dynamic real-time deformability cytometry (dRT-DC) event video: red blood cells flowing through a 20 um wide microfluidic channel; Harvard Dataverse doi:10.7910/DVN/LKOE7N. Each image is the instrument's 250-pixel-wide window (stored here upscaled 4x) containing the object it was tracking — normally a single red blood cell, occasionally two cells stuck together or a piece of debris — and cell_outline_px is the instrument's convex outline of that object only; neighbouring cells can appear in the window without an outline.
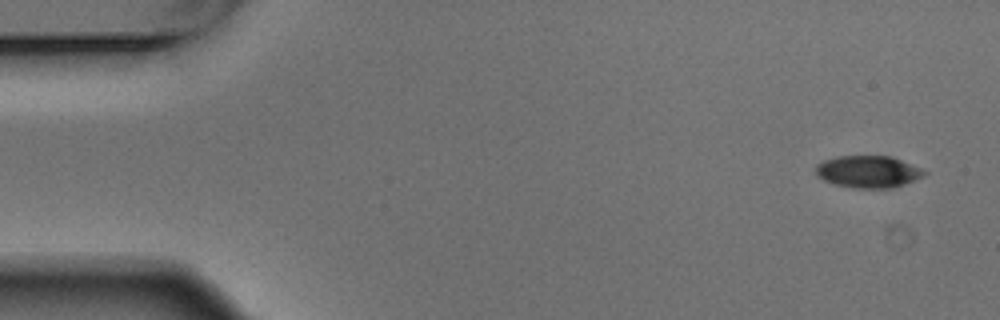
{"species": "Egyptian fruit bat (a non-hibernating species)", "species_latin": "Rousettus aegyptiacus", "temperature_condition": "warm", "stored_images_in_passage": 5, "camera_frame_rate_fps": 3000, "um_per_image_px": 0.085, "animal": {"sex": "male"}, "frame": {"image": 1, "passage_image": 1, "time_ms": 0.0, "image_size_px": [1000, 320], "cell_outline_px": [[928, 172], [924, 176], [904, 184], [892, 188], [852, 188], [836, 184], [824, 180], [816, 176], [816, 164], [824, 160], [836, 156], [892, 156], [920, 168]], "centroid_in_image_um": [73.78, 14.59], "position_along_channel_um": 11.2, "area_um2": 20.29}}
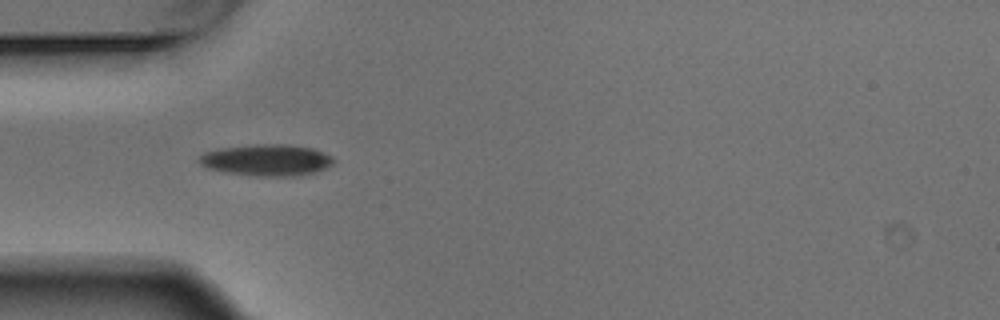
{"frame": {"image": 2, "passage_image": 4, "time_ms": 1.0, "image_size_px": [1000, 320], "cell_outline_px": [[336, 160], [332, 164], [324, 168], [312, 172], [292, 176], [256, 176], [224, 172], [208, 168], [200, 164], [196, 160], [204, 152], [220, 148], [256, 144], [288, 144], [312, 148], [324, 152], [332, 156]], "centroid_in_image_um": [22.64, 13.59], "position_along_channel_um": 62.4, "area_um2": 24.68}}
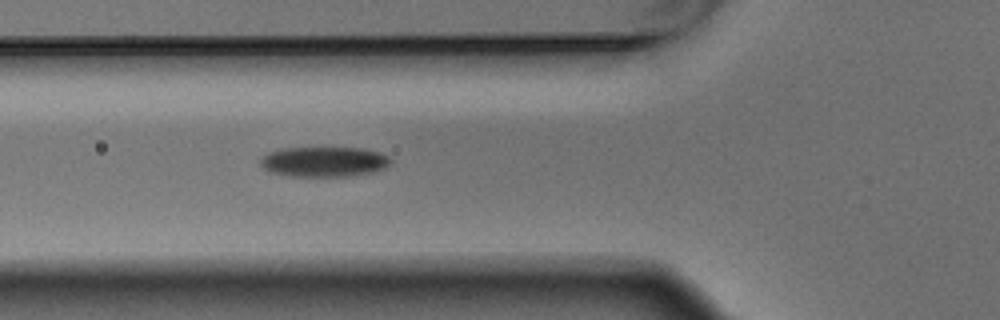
{"frame": {"image": 3, "passage_image": 5, "time_ms": 1.333, "image_size_px": [1000, 320], "cell_outline_px": [[392, 160], [384, 168], [372, 172], [352, 176], [288, 176], [268, 172], [260, 164], [260, 156], [268, 152], [280, 148], [364, 148], [380, 152], [388, 156]], "centroid_in_image_um": [27.5, 13.74], "position_along_channel_um": 98.3, "area_um2": 23.06}}